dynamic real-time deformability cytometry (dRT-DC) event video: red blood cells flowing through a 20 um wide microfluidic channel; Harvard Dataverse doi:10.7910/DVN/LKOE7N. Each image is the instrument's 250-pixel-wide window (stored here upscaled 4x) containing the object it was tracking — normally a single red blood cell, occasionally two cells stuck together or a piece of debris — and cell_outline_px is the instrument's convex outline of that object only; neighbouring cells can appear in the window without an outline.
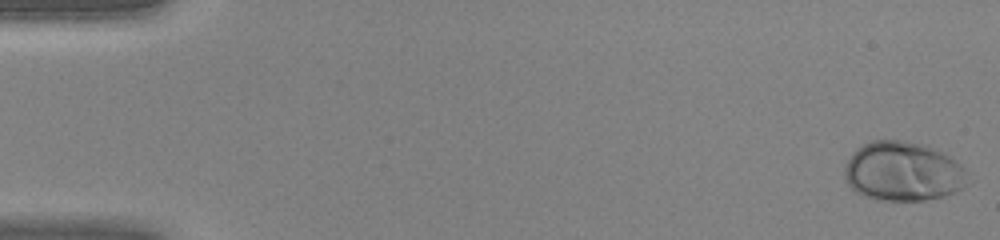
{"species": "human", "species_latin": "Homo sapiens", "temperature_condition": "warm", "stored_images_in_passage": 44, "camera_frame_rate_fps": 3000, "um_per_image_px": 0.085, "donor": {"sex": "female"}, "frame": {"image": 1, "passage_image": 1, "time_ms": 0.0, "image_size_px": [1000, 240], "cell_outline_px": [[968, 184], [944, 196], [924, 200], [884, 200], [864, 196], [856, 192], [848, 184], [844, 176], [844, 168], [852, 152], [856, 148], [872, 140], [900, 140], [924, 144], [944, 152], [952, 156], [964, 168]], "centroid_in_image_um": [76.75, 14.55], "position_along_channel_um": 8.3, "area_um2": 42.66}}
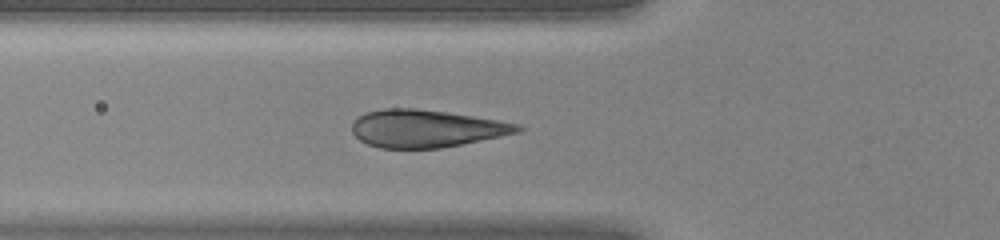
{"frame": {"image": 2, "passage_image": 16, "time_ms": 5.0, "image_size_px": [1000, 240], "cell_outline_px": [[524, 128], [520, 132], [440, 148], [380, 148], [368, 144], [360, 140], [352, 132], [352, 124], [364, 112], [384, 108], [416, 108], [448, 112], [520, 124]], "centroid_in_image_um": [36.2, 10.92], "position_along_channel_um": 89.6, "area_um2": 36.01}}
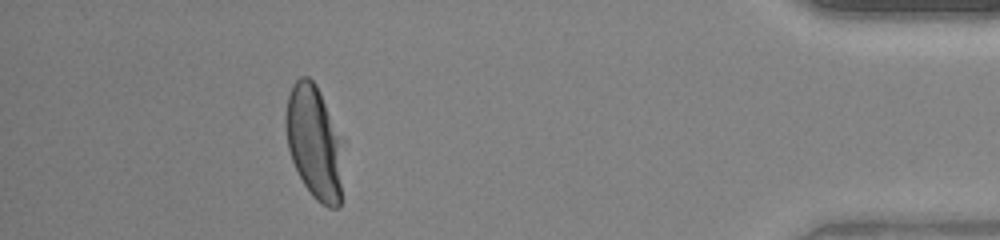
{"frame": {"image": 3, "passage_image": 40, "time_ms": 13.0, "image_size_px": [1000, 240], "cell_outline_px": [[344, 140], [340, 208], [328, 208], [320, 204], [312, 196], [304, 184], [292, 160], [288, 148], [284, 120], [284, 116], [288, 96], [292, 84], [300, 76], [308, 76], [316, 84]], "centroid_in_image_um": [26.74, 12.1], "position_along_channel_um": 408.5, "area_um2": 38.78}}